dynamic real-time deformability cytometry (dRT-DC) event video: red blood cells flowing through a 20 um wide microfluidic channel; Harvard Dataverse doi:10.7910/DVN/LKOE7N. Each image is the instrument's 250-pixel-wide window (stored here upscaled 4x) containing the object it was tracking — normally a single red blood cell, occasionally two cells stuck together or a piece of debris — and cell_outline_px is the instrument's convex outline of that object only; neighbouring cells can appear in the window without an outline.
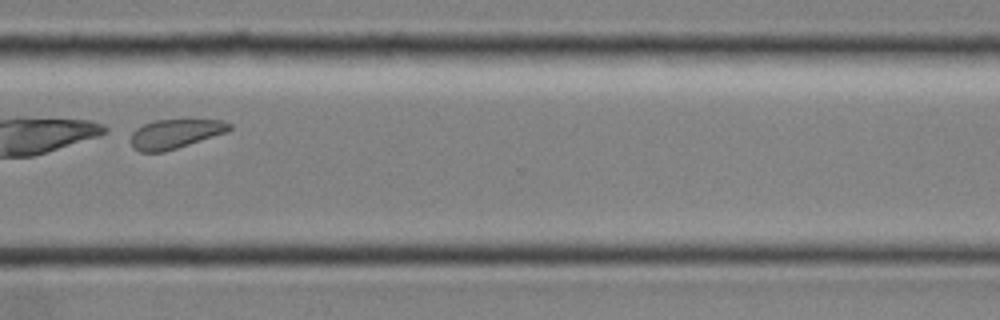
{"species": "common noctule bat (a hibernating species)", "species_latin": "Nyctalus noctula", "temperature_condition": "room temperature", "stored_images_in_passage": 38, "camera_frame_rate_fps": 3000, "um_per_image_px": 0.085, "animal": {"sex": "female", "body_mass_g": 19.0, "forearm_length_mm": 51.5}, "frame": {"image": 1, "passage_image": 30, "time_ms": 9.667, "image_size_px": [1000, 320], "cell_outline_px": [[232, 128], [228, 132], [164, 152], [140, 152], [132, 148], [132, 132], [136, 128], [144, 124], [156, 120], [184, 116], [224, 120], [232, 124]], "centroid_in_image_um": [14.97, 11.31], "position_along_channel_um": 355.6, "area_um2": 17.8}}